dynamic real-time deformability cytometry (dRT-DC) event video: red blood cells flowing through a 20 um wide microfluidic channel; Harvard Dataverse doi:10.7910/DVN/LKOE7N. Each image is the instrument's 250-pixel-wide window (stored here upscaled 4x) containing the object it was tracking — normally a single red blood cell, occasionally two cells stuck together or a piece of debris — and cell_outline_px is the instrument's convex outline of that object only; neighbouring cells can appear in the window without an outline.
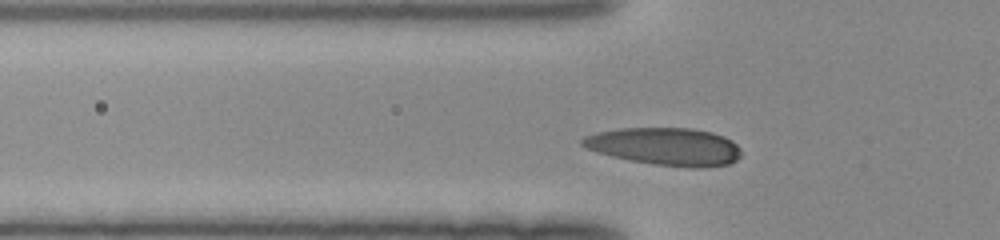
{"species": "human", "species_latin": "Homo sapiens", "temperature_condition": "room temperature", "stored_images_in_passage": 32, "camera_frame_rate_fps": 3000, "um_per_image_px": 0.085, "donor": {"sex": "female"}, "frame": {"image": 1, "passage_image": 7, "time_ms": 2.0, "image_size_px": [1000, 240], "cell_outline_px": [[740, 156], [736, 160], [728, 164], [700, 168], [688, 168], [652, 164], [612, 156], [596, 152], [580, 144], [580, 140], [584, 136], [596, 132], [620, 128], [692, 128], [712, 132], [724, 136], [732, 140], [740, 148]], "centroid_in_image_um": [56.54, 12.45], "position_along_channel_um": 69.3, "area_um2": 34.97}}
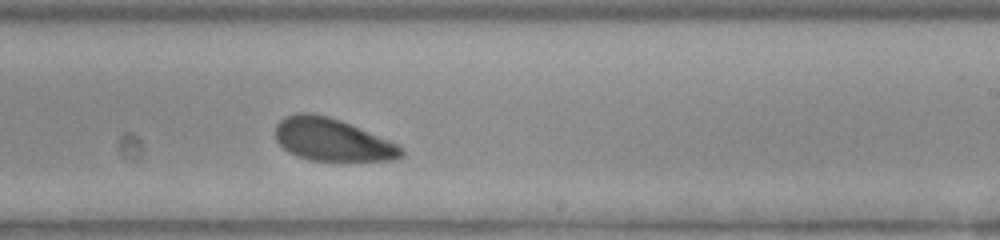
{"frame": {"image": 2, "passage_image": 21, "time_ms": 6.667, "image_size_px": [1000, 240], "cell_outline_px": [[404, 156], [396, 160], [308, 160], [296, 156], [288, 152], [276, 140], [276, 124], [284, 116], [296, 112], [308, 112], [328, 116], [340, 120], [388, 140], [404, 148]], "centroid_in_image_um": [28.21, 11.87], "position_along_channel_um": 260.8, "area_um2": 31.15}}
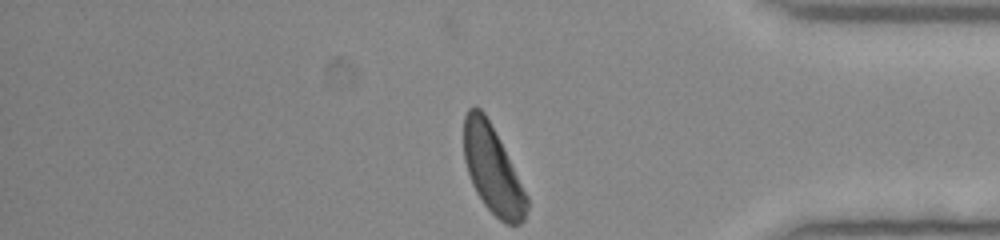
{"frame": {"image": 3, "passage_image": 32, "time_ms": 10.333, "image_size_px": [1000, 240], "cell_outline_px": [[528, 208], [524, 220], [520, 224], [504, 224], [484, 204], [476, 192], [472, 184], [464, 160], [464, 116], [468, 108], [472, 104], [476, 104], [484, 112], [528, 196]], "centroid_in_image_um": [41.85, 14.43], "position_along_channel_um": 393.3, "area_um2": 31.73}}